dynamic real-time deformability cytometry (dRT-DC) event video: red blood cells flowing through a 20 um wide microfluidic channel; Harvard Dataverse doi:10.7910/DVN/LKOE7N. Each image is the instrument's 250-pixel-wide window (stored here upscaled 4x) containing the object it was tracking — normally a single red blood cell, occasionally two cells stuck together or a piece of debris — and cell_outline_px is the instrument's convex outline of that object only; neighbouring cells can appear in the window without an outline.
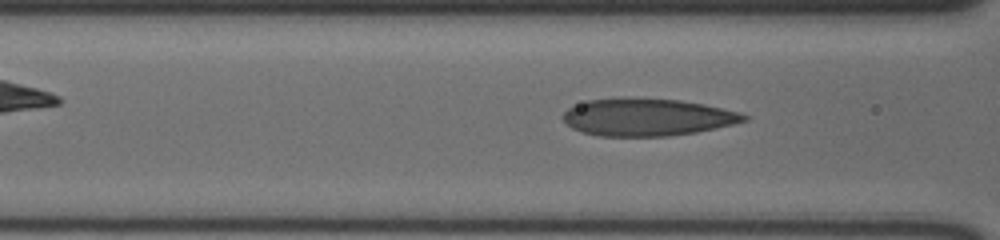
{"species": "human", "species_latin": "Homo sapiens", "temperature_condition": "cold", "stored_images_in_passage": 36, "camera_frame_rate_fps": 3000, "um_per_image_px": 0.085, "donor": {"sex": "male"}, "frame": {"image": 1, "passage_image": 13, "time_ms": 4.0, "image_size_px": [1000, 240], "cell_outline_px": [[748, 120], [716, 128], [696, 132], [668, 136], [596, 136], [572, 128], [564, 120], [564, 112], [568, 108], [588, 100], [680, 100], [704, 104], [740, 112], [748, 116]], "centroid_in_image_um": [55.06, 10.0], "position_along_channel_um": 111.5, "area_um2": 38.32}}
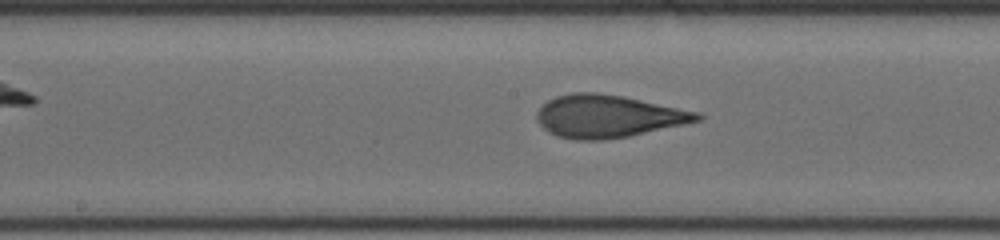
{"frame": {"image": 2, "passage_image": 20, "time_ms": 6.333, "image_size_px": [1000, 240], "cell_outline_px": [[704, 116], [700, 120], [684, 124], [628, 136], [604, 140], [572, 140], [556, 136], [548, 132], [540, 124], [536, 116], [536, 112], [548, 100], [556, 96], [572, 92], [596, 92], [624, 96], [700, 112]], "centroid_in_image_um": [51.67, 9.88], "position_along_channel_um": 196.5, "area_um2": 39.88}}
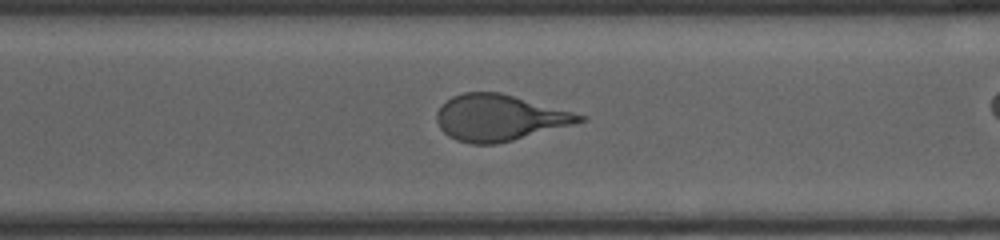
{"frame": {"image": 3, "passage_image": 31, "time_ms": 10.0, "image_size_px": [1000, 240], "cell_outline_px": [[588, 120], [512, 140], [496, 144], [472, 144], [456, 140], [448, 136], [440, 128], [436, 120], [436, 112], [452, 96], [464, 92], [500, 92], [588, 116]], "centroid_in_image_um": [42.43, 10.01], "position_along_channel_um": 328.2, "area_um2": 38.15}}